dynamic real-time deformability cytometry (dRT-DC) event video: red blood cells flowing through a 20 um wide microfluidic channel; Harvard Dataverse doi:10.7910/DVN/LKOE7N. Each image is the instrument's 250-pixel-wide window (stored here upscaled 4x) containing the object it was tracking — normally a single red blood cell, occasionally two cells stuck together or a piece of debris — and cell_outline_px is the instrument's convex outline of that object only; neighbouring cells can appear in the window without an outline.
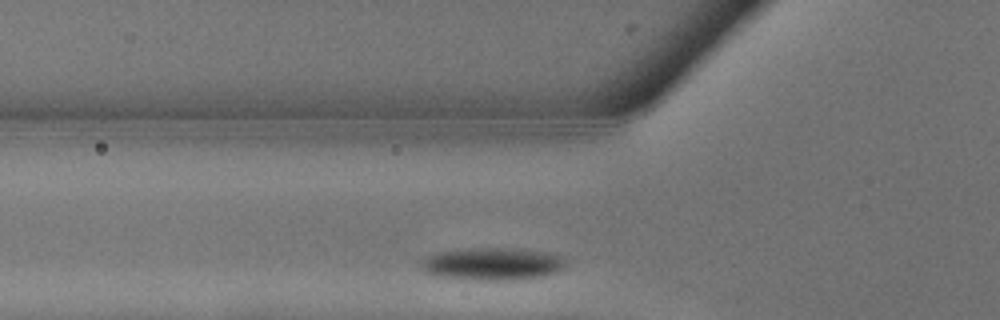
{"species": "common noctule bat (a hibernating species)", "species_latin": "Nyctalus noctula", "temperature_condition": "warm", "stored_images_in_passage": 13, "camera_frame_rate_fps": 3000, "um_per_image_px": 0.085, "animal": {"sex": "male", "body_mass_g": 13.3}, "frame": {"image": 1, "passage_image": 2, "time_ms": 0.333, "image_size_px": [1000, 320], "cell_outline_px": [[564, 264], [556, 272], [544, 276], [508, 280], [480, 280], [436, 276], [424, 272], [420, 268], [420, 264], [428, 256], [436, 252], [464, 248], [512, 248], [544, 252], [564, 256]], "centroid_in_image_um": [41.8, 22.42], "position_along_channel_um": 84.0, "area_um2": 27.34}}
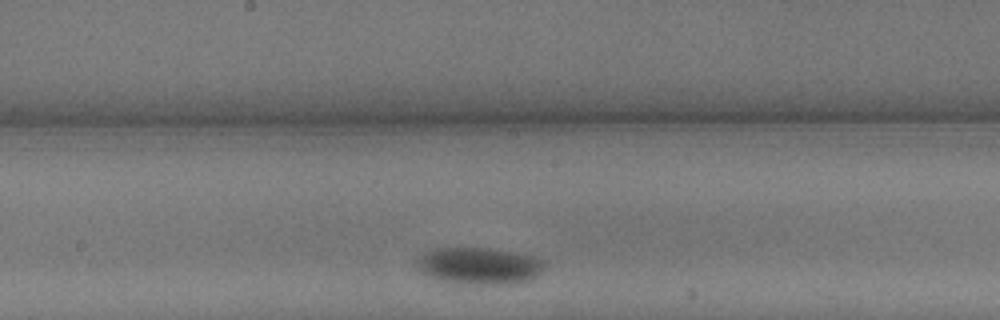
{"frame": {"image": 2, "passage_image": 7, "time_ms": 2.0, "image_size_px": [1000, 320], "cell_outline_px": [[548, 264], [532, 280], [508, 284], [468, 284], [436, 280], [424, 276], [416, 268], [416, 264], [424, 256], [440, 248], [488, 248], [528, 256], [544, 260]], "centroid_in_image_um": [40.75, 22.63], "position_along_channel_um": 207.4, "area_um2": 27.05}}
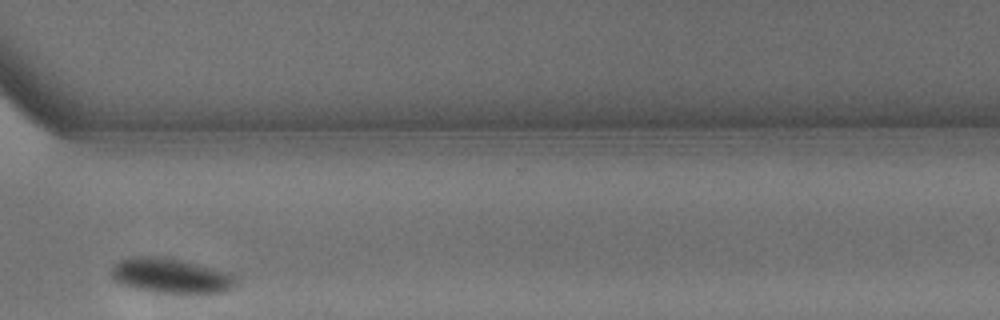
{"frame": {"image": 3, "passage_image": 13, "time_ms": 4.0, "image_size_px": [1000, 320], "cell_outline_px": [[236, 284], [228, 292], [156, 292], [136, 288], [120, 284], [112, 276], [112, 268], [120, 260], [128, 256], [160, 256], [180, 260], [228, 272], [236, 276]], "centroid_in_image_um": [14.52, 23.42], "position_along_channel_um": 356.1, "area_um2": 24.97}}